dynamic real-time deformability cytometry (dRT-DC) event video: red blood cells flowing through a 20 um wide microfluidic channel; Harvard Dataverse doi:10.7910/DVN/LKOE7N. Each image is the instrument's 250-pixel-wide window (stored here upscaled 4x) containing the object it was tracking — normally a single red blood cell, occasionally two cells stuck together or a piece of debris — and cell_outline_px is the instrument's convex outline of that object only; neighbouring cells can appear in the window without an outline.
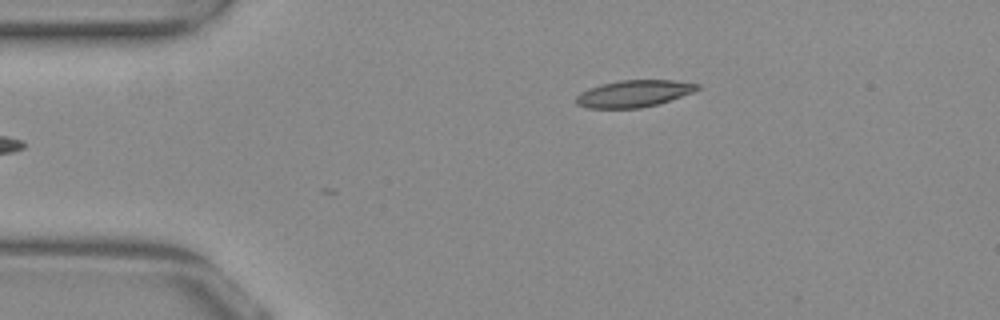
{"species": "common noctule bat (a hibernating species)", "species_latin": "Nyctalus noctula", "temperature_condition": "warm", "stored_images_in_passage": 8, "camera_frame_rate_fps": 3000, "um_per_image_px": 0.085, "animal": {"sex": "female", "body_mass_g": 29.2, "forearm_length_mm": 56.3}, "frame": {"image": 1, "passage_image": 1, "time_ms": 0.0, "image_size_px": [1000, 320], "cell_outline_px": [[700, 88], [696, 92], [660, 104], [640, 108], [588, 108], [576, 104], [576, 96], [580, 92], [588, 88], [600, 84], [620, 80], [672, 80], [700, 84]], "centroid_in_image_um": [53.91, 7.96], "position_along_channel_um": 31.1, "area_um2": 19.31}}
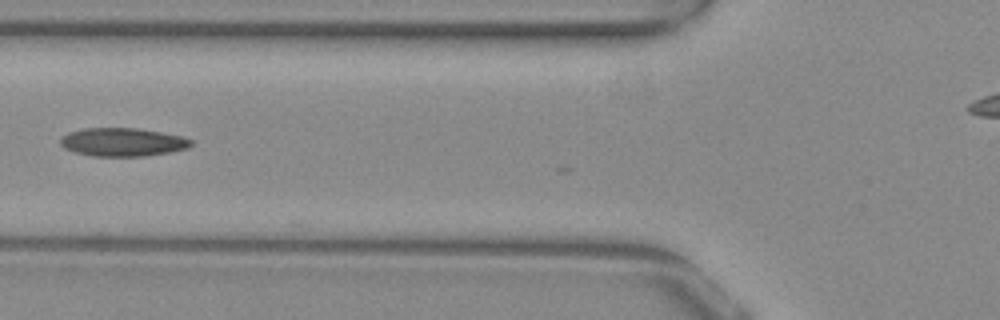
{"frame": {"image": 2, "passage_image": 3, "time_ms": 0.667, "image_size_px": [1000, 320], "cell_outline_px": [[192, 144], [188, 148], [168, 152], [144, 156], [92, 156], [76, 152], [64, 148], [60, 144], [60, 140], [68, 132], [84, 128], [136, 128], [160, 132], [180, 136], [192, 140]], "centroid_in_image_um": [10.4, 12.08], "position_along_channel_um": 115.4, "area_um2": 21.39}}
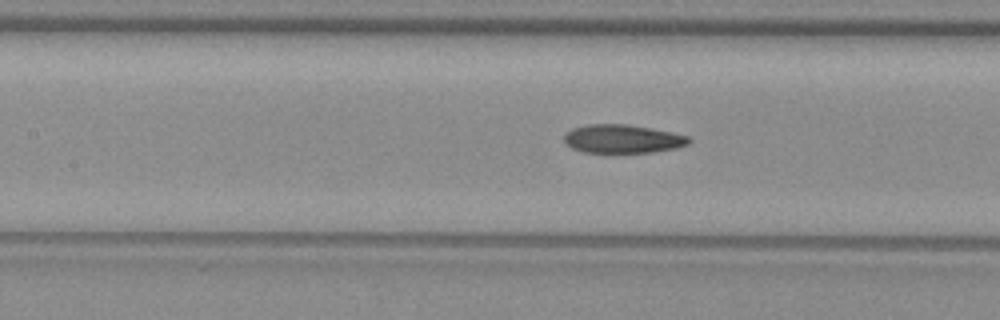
{"frame": {"image": 3, "passage_image": 6, "time_ms": 1.667, "image_size_px": [1000, 320], "cell_outline_px": [[692, 140], [688, 144], [676, 148], [652, 152], [584, 152], [572, 148], [564, 144], [564, 136], [572, 128], [588, 124], [628, 124], [652, 128], [672, 132], [688, 136]], "centroid_in_image_um": [52.92, 11.79], "position_along_channel_um": 154.5, "area_um2": 20.75}}